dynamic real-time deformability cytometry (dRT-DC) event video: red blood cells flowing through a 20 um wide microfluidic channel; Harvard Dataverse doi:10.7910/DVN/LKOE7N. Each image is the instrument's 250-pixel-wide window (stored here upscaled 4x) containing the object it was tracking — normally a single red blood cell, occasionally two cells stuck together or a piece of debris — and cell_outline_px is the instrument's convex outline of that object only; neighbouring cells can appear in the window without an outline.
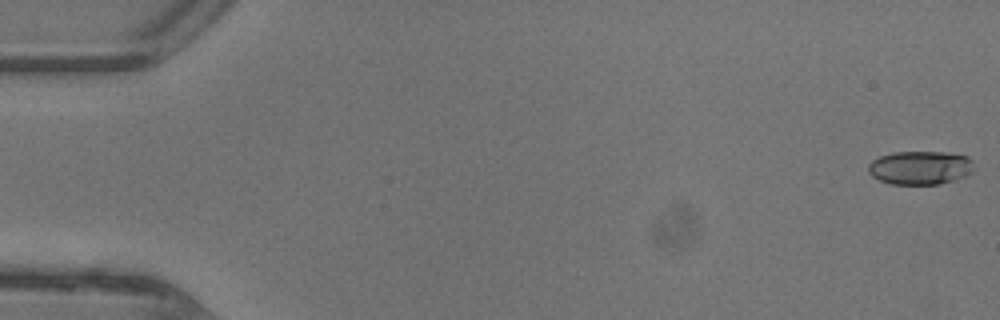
{"species": "common noctule bat (a hibernating species)", "species_latin": "Nyctalus noctula", "temperature_condition": "warm", "stored_images_in_passage": 47, "camera_frame_rate_fps": 3000, "um_per_image_px": 0.085, "animal": {"sex": "female"}, "frame": {"image": 1, "passage_image": 1, "time_ms": 0.0, "image_size_px": [1000, 320], "cell_outline_px": [[972, 172], [956, 180], [936, 184], [892, 184], [880, 180], [872, 176], [868, 172], [868, 164], [872, 160], [880, 156], [892, 152], [944, 152], [968, 156], [972, 160]], "centroid_in_image_um": [78.2, 14.25], "position_along_channel_um": 6.8, "area_um2": 20.69}}
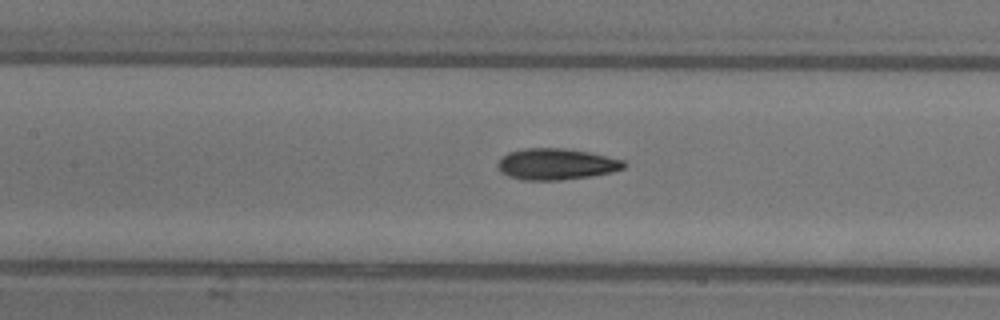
{"frame": {"image": 2, "passage_image": 22, "time_ms": 7.0, "image_size_px": [1000, 320], "cell_outline_px": [[628, 164], [624, 168], [612, 172], [592, 176], [560, 180], [524, 180], [508, 176], [500, 172], [496, 164], [500, 156], [508, 152], [528, 148], [564, 148], [588, 152], [624, 160]], "centroid_in_image_um": [47.26, 13.95], "position_along_channel_um": 160.1, "area_um2": 23.18}}
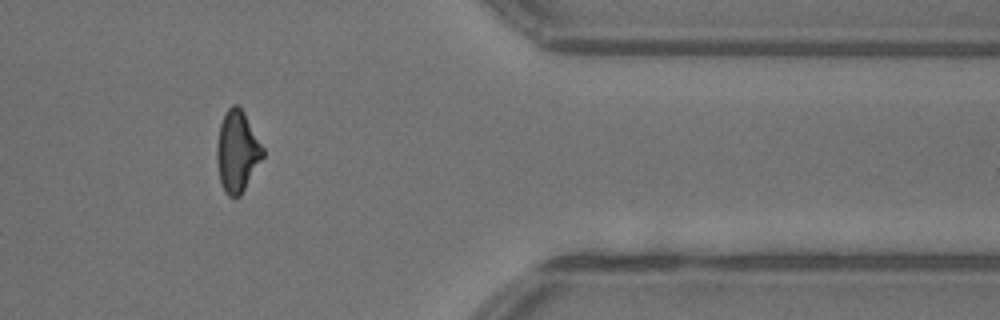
{"frame": {"image": 3, "passage_image": 39, "time_ms": 12.667, "image_size_px": [1000, 320], "cell_outline_px": [[264, 156], [240, 196], [228, 196], [224, 192], [220, 180], [216, 160], [216, 144], [220, 124], [228, 108], [232, 104], [236, 104], [244, 112], [264, 148]], "centroid_in_image_um": [20.16, 12.87], "position_along_channel_um": 391.2, "area_um2": 21.73}, "authors_computed_cell_mechanics": {"area_um2": 21.7906, "velocity_mm_per_s": 4.4802, "shape_relaxation_time_tau1_ms": 3.3585, "shape_relaxation_time_tau2_ms": 1.96, "deformation_change_tau1": 0.1369, "deformation_change_tau2": 0.0875}}